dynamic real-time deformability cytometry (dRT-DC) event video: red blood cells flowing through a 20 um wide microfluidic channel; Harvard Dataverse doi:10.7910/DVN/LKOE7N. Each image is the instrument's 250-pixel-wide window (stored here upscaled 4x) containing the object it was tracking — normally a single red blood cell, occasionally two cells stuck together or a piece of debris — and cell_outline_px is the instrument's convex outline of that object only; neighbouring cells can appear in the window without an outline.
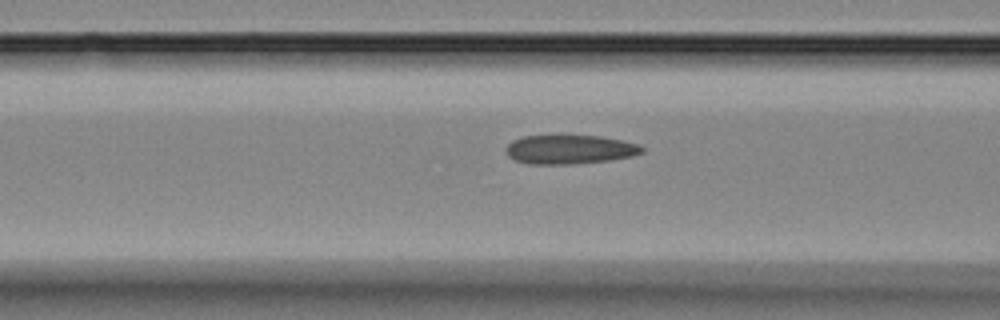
{"species": "Egyptian fruit bat (a non-hibernating species)", "species_latin": "Rousettus aegyptiacus", "temperature_condition": "room temperature", "stored_images_in_passage": 15, "camera_frame_rate_fps": 3000, "um_per_image_px": 0.085, "animal": {"sex": "female"}, "frame": {"image": 1, "passage_image": 13, "time_ms": 4.0, "image_size_px": [1000, 320], "cell_outline_px": [[644, 152], [632, 156], [608, 160], [572, 164], [528, 164], [516, 160], [508, 156], [504, 148], [512, 140], [524, 136], [560, 132], [600, 136], [624, 140], [640, 144], [644, 148]], "centroid_in_image_um": [48.4, 12.64], "position_along_channel_um": 118.2, "area_um2": 24.16}}